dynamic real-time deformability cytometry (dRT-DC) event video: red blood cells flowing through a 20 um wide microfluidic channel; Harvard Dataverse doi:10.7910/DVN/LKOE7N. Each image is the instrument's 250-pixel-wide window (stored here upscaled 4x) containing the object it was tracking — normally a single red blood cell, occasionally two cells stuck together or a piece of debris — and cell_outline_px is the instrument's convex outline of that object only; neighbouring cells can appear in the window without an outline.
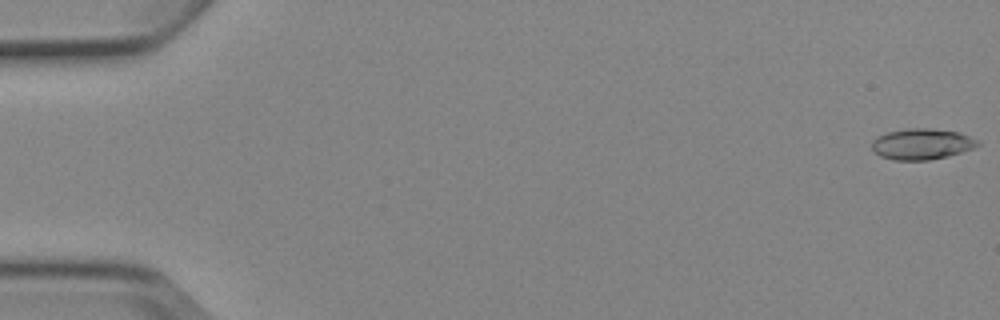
{"species": "Egyptian fruit bat (a non-hibernating species)", "species_latin": "Rousettus aegyptiacus", "temperature_condition": "cold", "stored_images_in_passage": 5, "camera_frame_rate_fps": 3000, "um_per_image_px": 0.085, "animal": {"sex": "female"}, "frame": {"image": 1, "passage_image": 1, "time_ms": 0.0, "image_size_px": [1000, 320], "cell_outline_px": [[980, 144], [972, 148], [948, 156], [928, 160], [892, 160], [880, 156], [872, 152], [872, 140], [876, 136], [888, 132], [908, 128], [928, 128], [960, 132], [980, 140]], "centroid_in_image_um": [78.33, 12.24], "position_along_channel_um": 6.7, "area_um2": 19.25}}
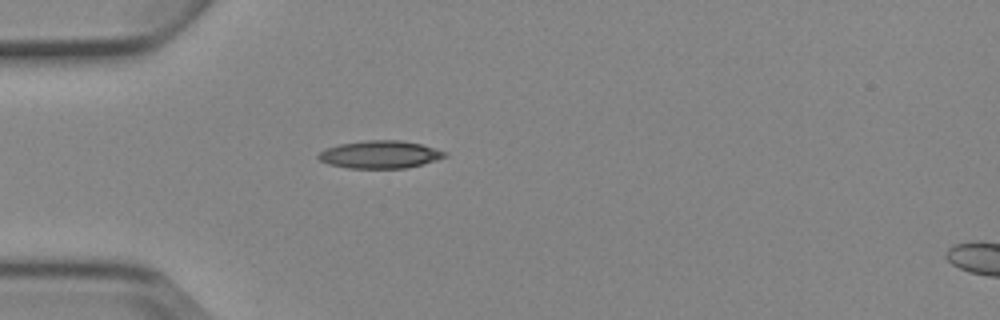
{"frame": {"image": 2, "passage_image": 5, "time_ms": 5.0, "image_size_px": [1000, 320], "cell_outline_px": [[448, 156], [436, 160], [404, 168], [348, 168], [328, 164], [320, 160], [316, 156], [320, 152], [328, 148], [340, 144], [368, 140], [400, 140], [420, 144], [448, 152]], "centroid_in_image_um": [32.31, 13.13], "position_along_channel_um": 52.7, "area_um2": 20.17}}